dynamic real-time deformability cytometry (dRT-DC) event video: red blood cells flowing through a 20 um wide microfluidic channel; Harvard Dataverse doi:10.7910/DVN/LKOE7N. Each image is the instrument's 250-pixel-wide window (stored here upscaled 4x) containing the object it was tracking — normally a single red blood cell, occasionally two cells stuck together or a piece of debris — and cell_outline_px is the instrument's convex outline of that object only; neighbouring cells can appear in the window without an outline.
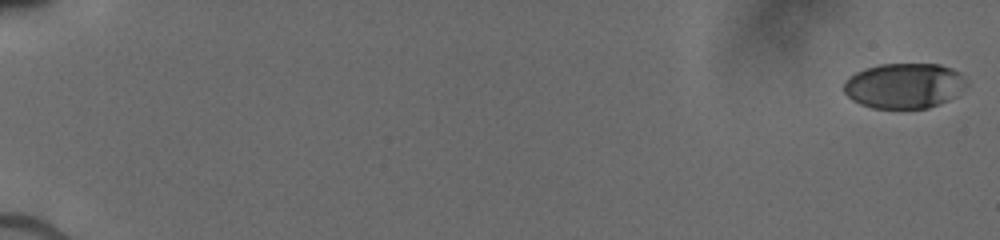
{"species": "human", "species_latin": "Homo sapiens", "temperature_condition": "cold", "stored_images_in_passage": 27, "camera_frame_rate_fps": 3000, "um_per_image_px": 0.085, "donor": {"sex": "male"}, "frame": {"image": 1, "passage_image": 1, "time_ms": 0.0, "image_size_px": [1000, 240], "cell_outline_px": [[968, 84], [956, 96], [940, 104], [928, 108], [872, 108], [860, 104], [852, 100], [844, 92], [844, 80], [848, 76], [864, 68], [880, 64], [940, 64], [952, 68], [960, 72], [964, 76]], "centroid_in_image_um": [76.86, 7.28], "position_along_channel_um": 8.1, "area_um2": 32.71}}
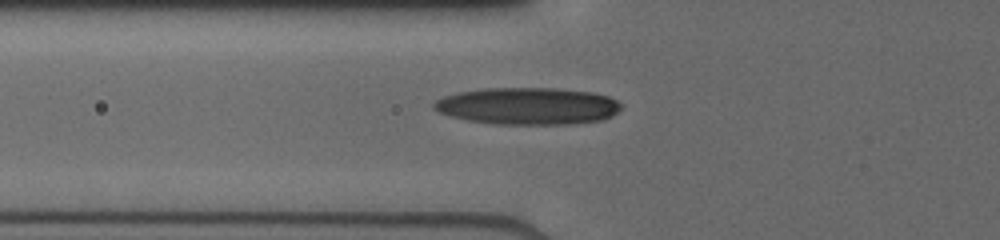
{"frame": {"image": 2, "passage_image": 16, "time_ms": 7.0, "image_size_px": [1000, 240], "cell_outline_px": [[620, 108], [612, 116], [604, 120], [572, 124], [492, 124], [468, 120], [448, 116], [432, 108], [432, 104], [436, 100], [444, 96], [460, 92], [484, 88], [556, 88], [592, 92], [608, 96], [616, 100], [620, 104]], "centroid_in_image_um": [44.85, 9.02], "position_along_channel_um": 80.9, "area_um2": 40.58}}
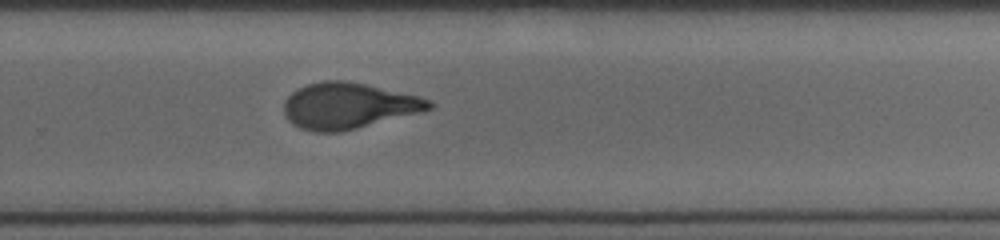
{"frame": {"image": 3, "passage_image": 27, "time_ms": 12.333, "image_size_px": [1000, 240], "cell_outline_px": [[436, 104], [432, 108], [420, 112], [340, 132], [312, 132], [300, 128], [292, 124], [284, 116], [284, 100], [292, 92], [308, 84], [324, 80], [344, 80], [364, 84], [420, 96]], "centroid_in_image_um": [29.57, 8.99], "position_along_channel_um": 300.2, "area_um2": 38.73}}